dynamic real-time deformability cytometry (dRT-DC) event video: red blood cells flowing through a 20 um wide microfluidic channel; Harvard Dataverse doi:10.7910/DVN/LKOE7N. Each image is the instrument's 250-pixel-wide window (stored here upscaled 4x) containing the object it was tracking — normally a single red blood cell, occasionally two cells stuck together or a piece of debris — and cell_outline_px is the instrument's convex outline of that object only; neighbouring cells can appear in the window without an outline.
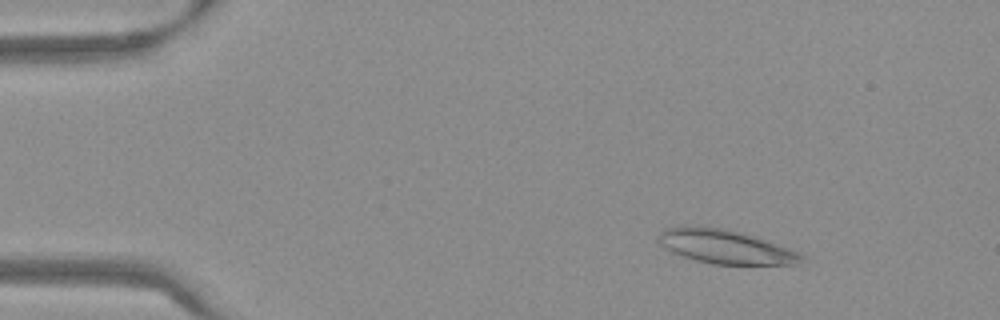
{"species": "Egyptian fruit bat (a non-hibernating species)", "species_latin": "Rousettus aegyptiacus", "temperature_condition": "warm", "stored_images_in_passage": 47, "camera_frame_rate_fps": 3000, "um_per_image_px": 0.085, "frame": {"image": 1, "passage_image": 1, "time_ms": 0.0, "image_size_px": [1000, 320], "cell_outline_px": [[808, 256], [804, 260], [796, 264], [712, 264], [696, 260], [672, 252], [664, 248], [656, 240], [656, 236], [664, 228], [684, 224], [692, 224], [724, 228], [756, 236]], "centroid_in_image_um": [61.59, 20.93], "position_along_channel_um": 23.4, "area_um2": 28.73}}
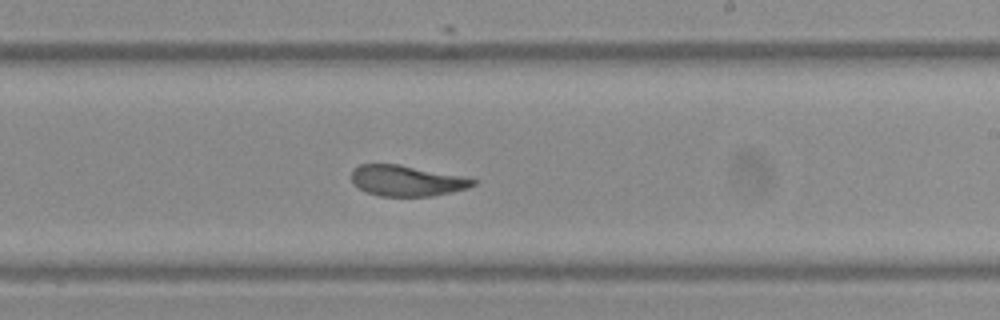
{"frame": {"image": 2, "passage_image": 26, "time_ms": 8.333, "image_size_px": [1000, 320], "cell_outline_px": [[476, 184], [468, 188], [452, 192], [432, 196], [380, 196], [368, 192], [352, 184], [352, 168], [360, 164], [400, 164], [460, 176], [476, 180]], "centroid_in_image_um": [34.54, 15.36], "position_along_channel_um": 254.5, "area_um2": 21.68}}
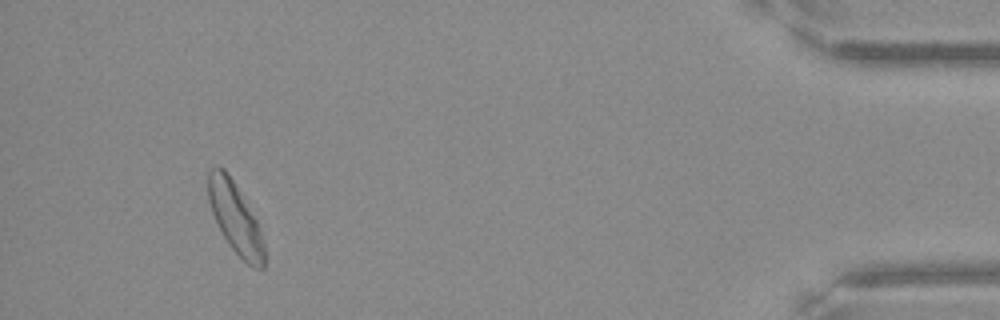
{"frame": {"image": 3, "passage_image": 44, "time_ms": 14.333, "image_size_px": [1000, 320], "cell_outline_px": [[264, 268], [252, 268], [232, 248], [224, 236], [212, 212], [208, 200], [208, 172], [212, 168], [224, 168], [228, 172], [244, 196], [256, 220], [264, 244]], "centroid_in_image_um": [20.0, 18.5], "position_along_channel_um": 415.2, "area_um2": 22.77}, "authors_computed_cell_mechanics": {"area_um2": 23.7558, "velocity_mm_per_s": 3.7759, "shape_relaxation_time_tau1_ms": null, "shape_relaxation_time_tau2_ms": 1.938, "deformation_change_tau1": null, "deformation_change_tau2": 0.0828}}